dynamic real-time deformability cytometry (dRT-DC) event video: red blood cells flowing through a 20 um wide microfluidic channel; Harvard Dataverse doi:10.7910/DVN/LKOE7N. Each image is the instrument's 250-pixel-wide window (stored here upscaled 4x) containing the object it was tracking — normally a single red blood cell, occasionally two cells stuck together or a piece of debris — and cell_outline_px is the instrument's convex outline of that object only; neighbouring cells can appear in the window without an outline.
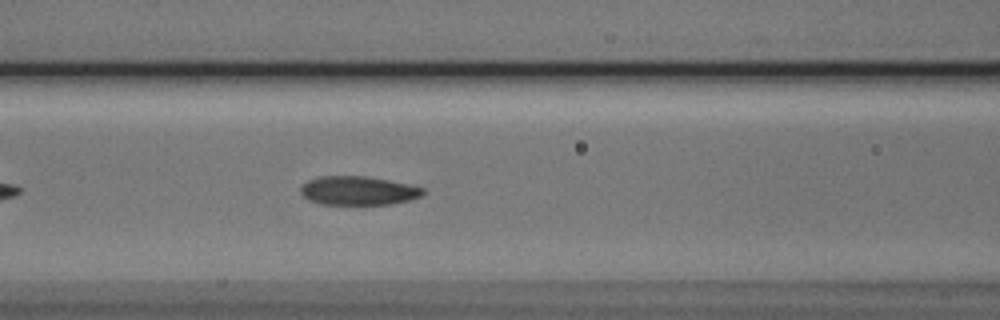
{"species": "Egyptian fruit bat (a non-hibernating species)", "species_latin": "Rousettus aegyptiacus", "temperature_condition": "cold", "stored_images_in_passage": 24, "camera_frame_rate_fps": 3000, "um_per_image_px": 0.085, "animal": {"sex": "male"}, "frame": {"image": 1, "passage_image": 7, "time_ms": 2.0, "image_size_px": [1000, 320], "cell_outline_px": [[428, 192], [424, 196], [392, 204], [320, 204], [308, 200], [300, 192], [300, 188], [308, 180], [316, 176], [364, 176], [388, 180], [408, 184], [424, 188]], "centroid_in_image_um": [30.47, 16.2], "position_along_channel_um": 136.1, "area_um2": 20.69}}
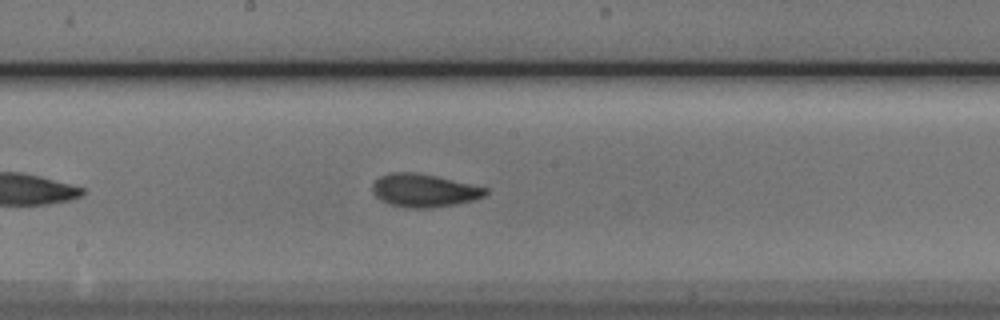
{"frame": {"image": 2, "passage_image": 13, "time_ms": 4.0, "image_size_px": [1000, 320], "cell_outline_px": [[488, 192], [484, 196], [472, 200], [456, 204], [432, 208], [404, 208], [388, 204], [380, 200], [372, 192], [372, 184], [380, 176], [392, 172], [412, 172], [436, 176], [488, 188]], "centroid_in_image_um": [36.01, 16.2], "position_along_channel_um": 212.2, "area_um2": 21.85}}
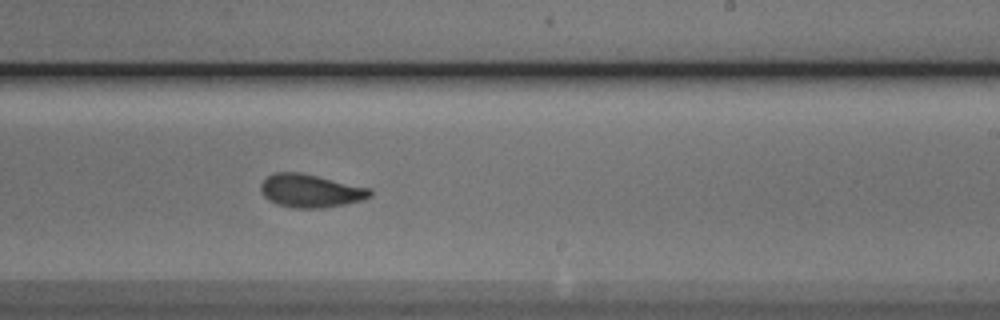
{"frame": {"image": 3, "passage_image": 17, "time_ms": 5.333, "image_size_px": [1000, 320], "cell_outline_px": [[372, 196], [360, 200], [344, 204], [324, 208], [292, 208], [276, 204], [268, 200], [260, 192], [260, 184], [272, 172], [300, 172], [372, 188]], "centroid_in_image_um": [26.37, 16.22], "position_along_channel_um": 262.6, "area_um2": 21.33}}